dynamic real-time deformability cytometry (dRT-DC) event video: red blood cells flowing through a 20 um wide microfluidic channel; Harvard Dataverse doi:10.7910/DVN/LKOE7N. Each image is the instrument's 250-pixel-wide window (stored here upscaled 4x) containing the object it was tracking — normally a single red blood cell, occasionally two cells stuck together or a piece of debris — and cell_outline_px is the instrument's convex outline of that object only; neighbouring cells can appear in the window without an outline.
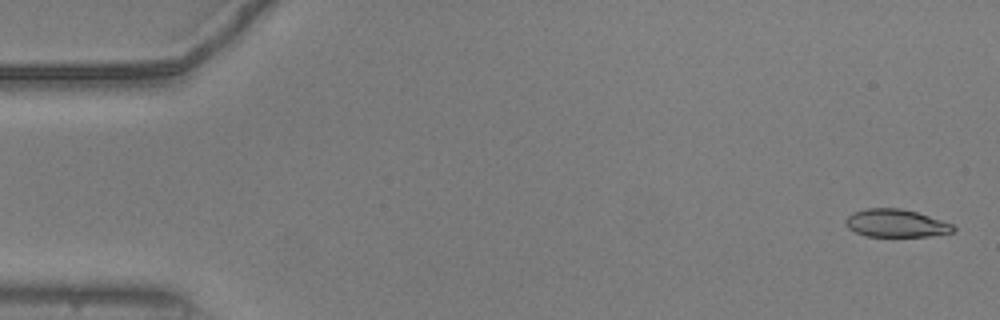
{"species": "common noctule bat (a hibernating species)", "species_latin": "Nyctalus noctula", "temperature_condition": "warm", "stored_images_in_passage": 17, "camera_frame_rate_fps": 3000, "um_per_image_px": 0.085, "animal": {"sex": "male", "body_mass_g": 20.5, "forearm_length_mm": 52.5}, "frame": {"image": 1, "passage_image": 2, "time_ms": 0.333, "image_size_px": [1000, 320], "cell_outline_px": [[956, 228], [952, 232], [928, 236], [868, 236], [856, 232], [848, 228], [844, 220], [852, 212], [868, 208], [900, 208], [916, 212], [952, 224]], "centroid_in_image_um": [76.12, 18.97], "position_along_channel_um": 8.9, "area_um2": 17.22}}
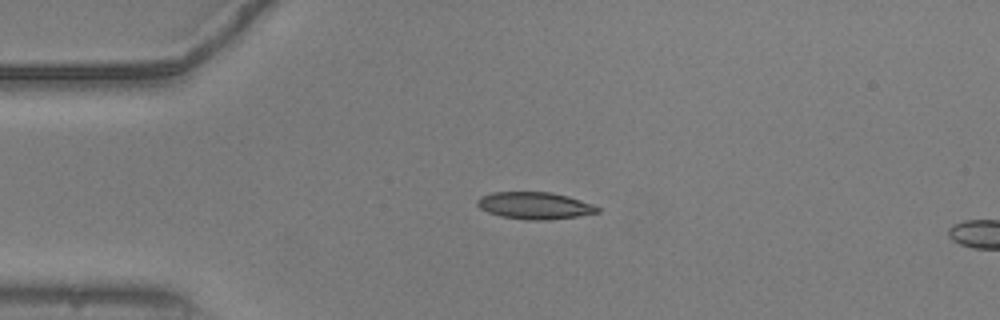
{"frame": {"image": 2, "passage_image": 13, "time_ms": 4.0, "image_size_px": [1000, 320], "cell_outline_px": [[600, 212], [576, 216], [548, 220], [528, 220], [500, 216], [488, 212], [480, 208], [476, 204], [476, 200], [480, 196], [492, 192], [548, 192], [568, 196], [592, 204], [600, 208]], "centroid_in_image_um": [45.42, 17.47], "position_along_channel_um": 39.6, "area_um2": 18.9}}